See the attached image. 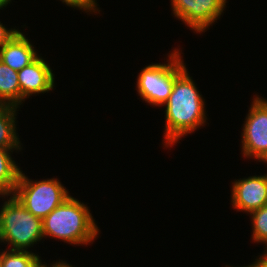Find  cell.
<instances>
[{"label":"cell","mask_w":267,"mask_h":267,"mask_svg":"<svg viewBox=\"0 0 267 267\" xmlns=\"http://www.w3.org/2000/svg\"><path fill=\"white\" fill-rule=\"evenodd\" d=\"M202 95L185 68L175 79L171 94L163 105L165 109V147L194 132L206 122Z\"/></svg>","instance_id":"cell-1"},{"label":"cell","mask_w":267,"mask_h":267,"mask_svg":"<svg viewBox=\"0 0 267 267\" xmlns=\"http://www.w3.org/2000/svg\"><path fill=\"white\" fill-rule=\"evenodd\" d=\"M43 237L60 239L73 245H88L96 239L99 229L88 207L68 197L42 220Z\"/></svg>","instance_id":"cell-2"},{"label":"cell","mask_w":267,"mask_h":267,"mask_svg":"<svg viewBox=\"0 0 267 267\" xmlns=\"http://www.w3.org/2000/svg\"><path fill=\"white\" fill-rule=\"evenodd\" d=\"M0 210V242L10 250L26 251L43 239L42 219L35 217L14 196L9 195Z\"/></svg>","instance_id":"cell-3"},{"label":"cell","mask_w":267,"mask_h":267,"mask_svg":"<svg viewBox=\"0 0 267 267\" xmlns=\"http://www.w3.org/2000/svg\"><path fill=\"white\" fill-rule=\"evenodd\" d=\"M168 63L144 67L137 78V92L150 105L163 106L171 94L176 77L186 68L180 50L168 55Z\"/></svg>","instance_id":"cell-4"},{"label":"cell","mask_w":267,"mask_h":267,"mask_svg":"<svg viewBox=\"0 0 267 267\" xmlns=\"http://www.w3.org/2000/svg\"><path fill=\"white\" fill-rule=\"evenodd\" d=\"M12 195L35 217L44 219L56 207L70 197L58 179L33 181L20 172Z\"/></svg>","instance_id":"cell-5"},{"label":"cell","mask_w":267,"mask_h":267,"mask_svg":"<svg viewBox=\"0 0 267 267\" xmlns=\"http://www.w3.org/2000/svg\"><path fill=\"white\" fill-rule=\"evenodd\" d=\"M254 98L243 125L242 154L260 162L267 156V100Z\"/></svg>","instance_id":"cell-6"},{"label":"cell","mask_w":267,"mask_h":267,"mask_svg":"<svg viewBox=\"0 0 267 267\" xmlns=\"http://www.w3.org/2000/svg\"><path fill=\"white\" fill-rule=\"evenodd\" d=\"M226 0H171L173 15L197 33L218 20L226 7Z\"/></svg>","instance_id":"cell-7"},{"label":"cell","mask_w":267,"mask_h":267,"mask_svg":"<svg viewBox=\"0 0 267 267\" xmlns=\"http://www.w3.org/2000/svg\"><path fill=\"white\" fill-rule=\"evenodd\" d=\"M232 184L231 203L234 209L249 214L267 204V174L238 179Z\"/></svg>","instance_id":"cell-8"},{"label":"cell","mask_w":267,"mask_h":267,"mask_svg":"<svg viewBox=\"0 0 267 267\" xmlns=\"http://www.w3.org/2000/svg\"><path fill=\"white\" fill-rule=\"evenodd\" d=\"M20 105L32 94L45 93L54 87V74L47 62L38 57L30 65L18 71Z\"/></svg>","instance_id":"cell-9"},{"label":"cell","mask_w":267,"mask_h":267,"mask_svg":"<svg viewBox=\"0 0 267 267\" xmlns=\"http://www.w3.org/2000/svg\"><path fill=\"white\" fill-rule=\"evenodd\" d=\"M38 57L34 46L20 30L0 49V60L15 71L22 70Z\"/></svg>","instance_id":"cell-10"},{"label":"cell","mask_w":267,"mask_h":267,"mask_svg":"<svg viewBox=\"0 0 267 267\" xmlns=\"http://www.w3.org/2000/svg\"><path fill=\"white\" fill-rule=\"evenodd\" d=\"M17 108L0 104V147L6 149H21L18 133L16 132Z\"/></svg>","instance_id":"cell-11"},{"label":"cell","mask_w":267,"mask_h":267,"mask_svg":"<svg viewBox=\"0 0 267 267\" xmlns=\"http://www.w3.org/2000/svg\"><path fill=\"white\" fill-rule=\"evenodd\" d=\"M13 150L0 147V195L8 197L14 192L20 175V167L11 157ZM11 152V153H10Z\"/></svg>","instance_id":"cell-12"},{"label":"cell","mask_w":267,"mask_h":267,"mask_svg":"<svg viewBox=\"0 0 267 267\" xmlns=\"http://www.w3.org/2000/svg\"><path fill=\"white\" fill-rule=\"evenodd\" d=\"M0 104L19 107L20 85L18 71L0 60Z\"/></svg>","instance_id":"cell-13"},{"label":"cell","mask_w":267,"mask_h":267,"mask_svg":"<svg viewBox=\"0 0 267 267\" xmlns=\"http://www.w3.org/2000/svg\"><path fill=\"white\" fill-rule=\"evenodd\" d=\"M1 252L0 267H39L40 257L31 251L6 249Z\"/></svg>","instance_id":"cell-14"},{"label":"cell","mask_w":267,"mask_h":267,"mask_svg":"<svg viewBox=\"0 0 267 267\" xmlns=\"http://www.w3.org/2000/svg\"><path fill=\"white\" fill-rule=\"evenodd\" d=\"M249 214L252 216L253 241L266 244L267 249V204Z\"/></svg>","instance_id":"cell-15"},{"label":"cell","mask_w":267,"mask_h":267,"mask_svg":"<svg viewBox=\"0 0 267 267\" xmlns=\"http://www.w3.org/2000/svg\"><path fill=\"white\" fill-rule=\"evenodd\" d=\"M63 3H66L67 6L76 7L85 12H94L97 11L100 14V10L97 8V3L95 0H61Z\"/></svg>","instance_id":"cell-16"},{"label":"cell","mask_w":267,"mask_h":267,"mask_svg":"<svg viewBox=\"0 0 267 267\" xmlns=\"http://www.w3.org/2000/svg\"><path fill=\"white\" fill-rule=\"evenodd\" d=\"M19 30L17 29H7L3 26V23L0 22V49L2 46L8 42Z\"/></svg>","instance_id":"cell-17"},{"label":"cell","mask_w":267,"mask_h":267,"mask_svg":"<svg viewBox=\"0 0 267 267\" xmlns=\"http://www.w3.org/2000/svg\"><path fill=\"white\" fill-rule=\"evenodd\" d=\"M243 267H267V249L264 250V253L258 259H256L253 264Z\"/></svg>","instance_id":"cell-18"},{"label":"cell","mask_w":267,"mask_h":267,"mask_svg":"<svg viewBox=\"0 0 267 267\" xmlns=\"http://www.w3.org/2000/svg\"><path fill=\"white\" fill-rule=\"evenodd\" d=\"M39 267H49L47 266L46 264H42L41 260H40V263H39ZM50 267H73L72 265L66 263V261H57L55 264L51 265Z\"/></svg>","instance_id":"cell-19"},{"label":"cell","mask_w":267,"mask_h":267,"mask_svg":"<svg viewBox=\"0 0 267 267\" xmlns=\"http://www.w3.org/2000/svg\"><path fill=\"white\" fill-rule=\"evenodd\" d=\"M10 2H11V0H0V9L7 6L8 3H10Z\"/></svg>","instance_id":"cell-20"},{"label":"cell","mask_w":267,"mask_h":267,"mask_svg":"<svg viewBox=\"0 0 267 267\" xmlns=\"http://www.w3.org/2000/svg\"><path fill=\"white\" fill-rule=\"evenodd\" d=\"M264 163H267V156L262 160Z\"/></svg>","instance_id":"cell-21"}]
</instances>
